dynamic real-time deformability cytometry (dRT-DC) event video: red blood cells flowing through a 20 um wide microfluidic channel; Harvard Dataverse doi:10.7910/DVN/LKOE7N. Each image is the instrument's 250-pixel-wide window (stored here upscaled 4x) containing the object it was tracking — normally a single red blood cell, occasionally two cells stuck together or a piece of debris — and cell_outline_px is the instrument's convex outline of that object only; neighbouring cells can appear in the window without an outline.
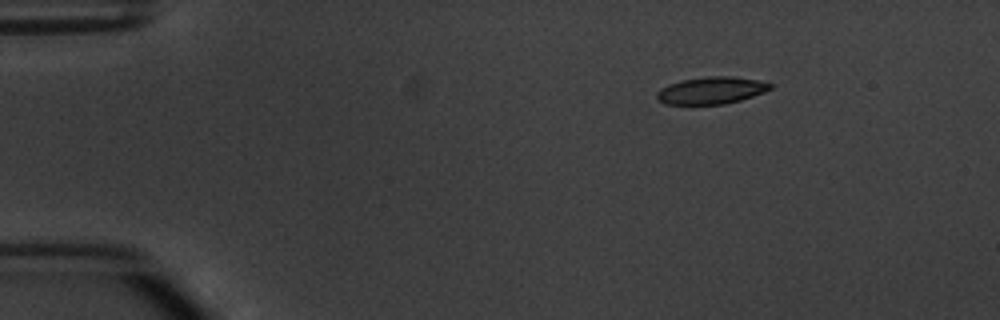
{"species": "common noctule bat (a hibernating species)", "species_latin": "Nyctalus noctula", "temperature_condition": "warm", "stored_images_in_passage": 3, "camera_frame_rate_fps": 3000, "um_per_image_px": 0.085, "animal": {"sex": "male", "body_mass_g": 20.1, "forearm_length_mm": 53.5}, "frame": {"image": 1, "passage_image": 1, "time_ms": 0.0, "image_size_px": [1000, 320], "cell_outline_px": [[772, 88], [764, 92], [740, 100], [724, 104], [664, 104], [656, 96], [656, 92], [660, 88], [668, 84], [680, 80], [708, 76], [732, 76], [760, 80], [772, 84]], "centroid_in_image_um": [60.45, 7.67], "position_along_channel_um": 24.5, "area_um2": 17.98}}